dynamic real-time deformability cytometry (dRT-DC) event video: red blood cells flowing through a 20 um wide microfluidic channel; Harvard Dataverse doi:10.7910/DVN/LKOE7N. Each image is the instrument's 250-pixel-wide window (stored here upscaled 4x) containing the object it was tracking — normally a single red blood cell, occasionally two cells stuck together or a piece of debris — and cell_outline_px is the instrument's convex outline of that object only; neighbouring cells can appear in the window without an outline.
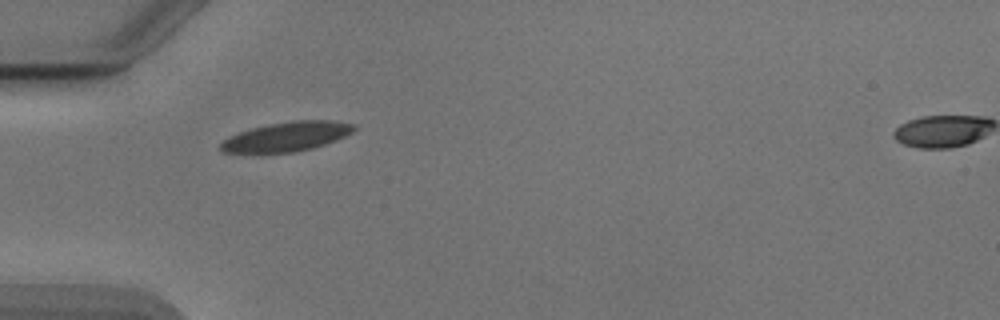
{"species": "Egyptian fruit bat (a non-hibernating species)", "species_latin": "Rousettus aegyptiacus", "temperature_condition": "cold", "stored_images_in_passage": 31, "camera_frame_rate_fps": 3000, "um_per_image_px": 0.085, "animal": {"sex": "male"}, "frame": {"image": 1, "passage_image": 1, "time_ms": 0.0, "image_size_px": [1000, 320], "cell_outline_px": [[356, 128], [352, 132], [344, 136], [324, 144], [312, 148], [292, 152], [220, 152], [216, 148], [228, 136], [252, 128], [268, 124], [292, 120], [332, 120], [356, 124]], "centroid_in_image_um": [24.35, 11.59], "position_along_channel_um": 60.7, "area_um2": 22.72}}
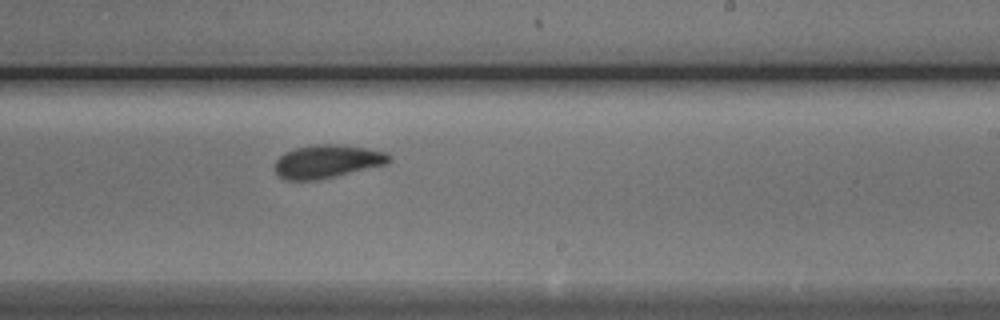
{"frame": {"image": 2, "passage_image": 17, "time_ms": 5.333, "image_size_px": [1000, 320], "cell_outline_px": [[392, 160], [388, 164], [332, 176], [312, 180], [288, 180], [280, 176], [276, 172], [276, 160], [284, 152], [296, 148], [316, 144], [340, 144], [364, 148], [384, 152], [392, 156]], "centroid_in_image_um": [27.83, 13.7], "position_along_channel_um": 261.2, "area_um2": 21.73}}
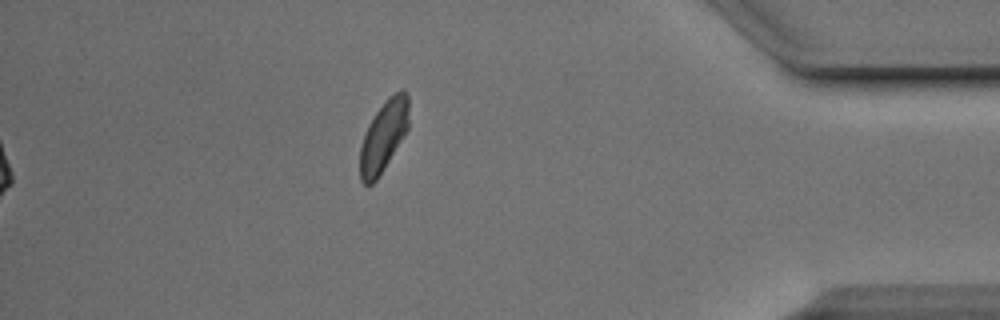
{"frame": {"image": 3, "passage_image": 31, "time_ms": 10.0, "image_size_px": [1000, 320], "cell_outline_px": [[408, 128], [384, 168], [376, 180], [372, 184], [364, 184], [360, 180], [360, 148], [368, 124], [372, 116], [384, 100], [388, 96], [400, 88], [404, 88], [408, 96]], "centroid_in_image_um": [32.6, 11.51], "position_along_channel_um": 402.6, "area_um2": 20.17}, "authors_computed_cell_mechanics": {"area_um2": 21.7906, "velocity_mm_per_s": 3.8527, "shape_relaxation_time_tau1_ms": 7.4881, "shape_relaxation_time_tau2_ms": 2.9631, "deformation_change_tau1": 0.1817, "deformation_change_tau2": 0.0812}}